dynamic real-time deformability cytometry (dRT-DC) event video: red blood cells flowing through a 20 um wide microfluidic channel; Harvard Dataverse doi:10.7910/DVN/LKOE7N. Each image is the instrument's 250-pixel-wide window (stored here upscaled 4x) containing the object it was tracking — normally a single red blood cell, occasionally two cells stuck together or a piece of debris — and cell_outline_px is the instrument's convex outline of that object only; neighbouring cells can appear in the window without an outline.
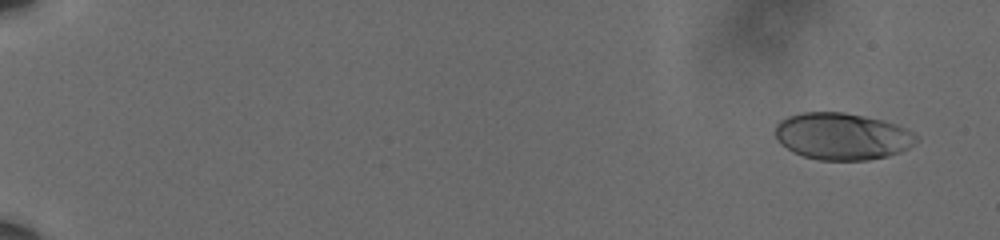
{"species": "human", "species_latin": "Homo sapiens", "temperature_condition": "cold", "stored_images_in_passage": 59, "camera_frame_rate_fps": 3000, "um_per_image_px": 0.085, "donor": {"sex": "male"}, "frame": {"image": 1, "passage_image": 3, "time_ms": 0.667, "image_size_px": [1000, 240], "cell_outline_px": [[920, 140], [908, 148], [900, 152], [888, 156], [868, 160], [820, 160], [804, 156], [792, 152], [780, 144], [776, 140], [776, 124], [780, 120], [788, 116], [804, 112], [844, 112], [884, 120], [896, 124], [920, 136]], "centroid_in_image_um": [71.6, 11.59], "position_along_channel_um": 13.4, "area_um2": 38.84}}
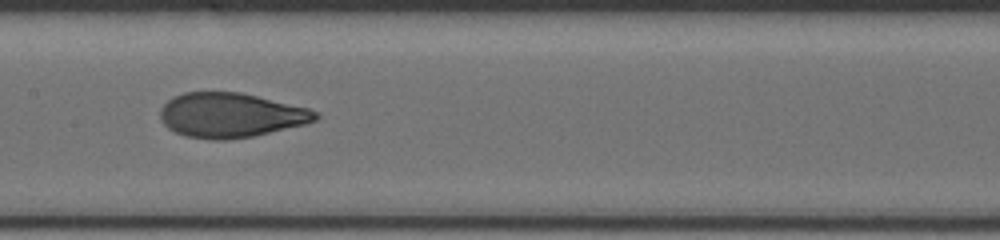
{"frame": {"image": 2, "passage_image": 33, "time_ms": 10.667, "image_size_px": [1000, 240], "cell_outline_px": [[320, 116], [316, 120], [304, 124], [252, 136], [228, 140], [212, 140], [188, 136], [176, 132], [168, 128], [160, 120], [160, 108], [172, 96], [184, 92], [240, 92], [308, 108], [320, 112]], "centroid_in_image_um": [19.59, 9.78], "position_along_channel_um": 187.8, "area_um2": 40.29}}
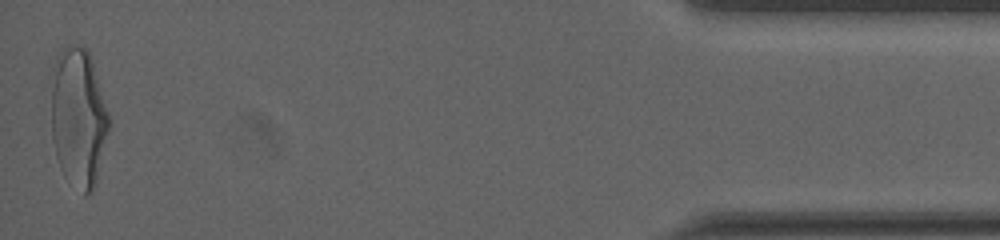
{"frame": {"image": 3, "passage_image": 59, "time_ms": 19.333, "image_size_px": [1000, 240], "cell_outline_px": [[108, 128], [96, 180], [92, 192], [88, 196], [84, 196], [60, 168], [56, 156], [52, 140], [52, 68], [56, 56], [68, 44], [84, 44], [88, 48], [92, 60], [108, 112]], "centroid_in_image_um": [6.64, 9.91], "position_along_channel_um": 428.6, "area_um2": 46.47}, "authors_computed_cell_mechanics": {"area_um2": 40.171, "velocity_mm_per_s": 3.6051, "shape_relaxation_time_tau1_ms": 4.4973, "shape_relaxation_time_tau2_ms": 0.7828, "deformation_change_tau1": 0.173, "deformation_change_tau2": 0.0639}}